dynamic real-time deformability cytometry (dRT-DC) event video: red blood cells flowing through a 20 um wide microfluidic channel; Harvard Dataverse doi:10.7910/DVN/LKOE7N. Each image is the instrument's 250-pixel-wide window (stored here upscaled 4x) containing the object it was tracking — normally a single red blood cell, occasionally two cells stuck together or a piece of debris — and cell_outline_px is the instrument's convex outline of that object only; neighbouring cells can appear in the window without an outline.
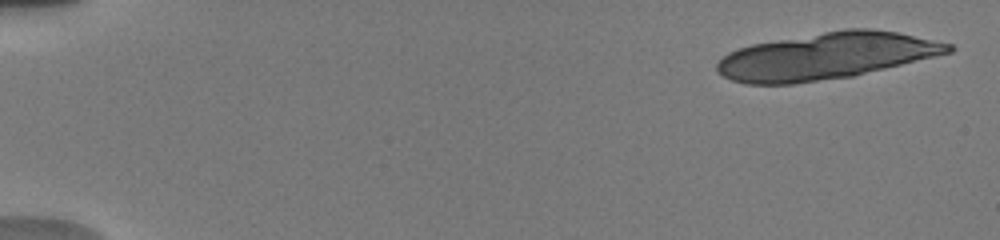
{"species": "human", "species_latin": "Homo sapiens", "temperature_condition": "warm", "stored_images_in_passage": 15, "camera_frame_rate_fps": 3000, "um_per_image_px": 0.085, "donor": {"sex": "male"}, "frame": {"image": 1, "passage_image": 1, "time_ms": 0.0, "image_size_px": [1000, 240], "cell_outline_px": [[956, 48], [952, 52], [852, 76], [792, 84], [748, 84], [732, 80], [724, 76], [716, 68], [716, 64], [728, 52], [736, 48], [752, 44], [844, 28], [872, 28], [896, 32], [952, 44]], "centroid_in_image_um": [70.22, 4.76], "position_along_channel_um": 14.8, "area_um2": 62.48}}